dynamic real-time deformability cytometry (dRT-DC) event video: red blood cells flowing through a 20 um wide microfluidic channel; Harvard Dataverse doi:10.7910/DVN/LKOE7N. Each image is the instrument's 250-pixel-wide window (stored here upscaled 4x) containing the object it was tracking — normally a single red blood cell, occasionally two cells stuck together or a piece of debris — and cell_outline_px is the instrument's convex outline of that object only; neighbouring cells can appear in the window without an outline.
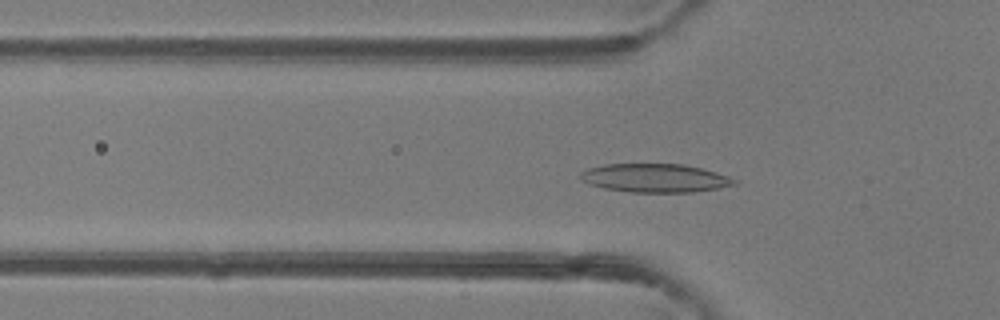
{"species": "common noctule bat (a hibernating species)", "species_latin": "Nyctalus noctula", "temperature_condition": "room temperature", "stored_images_in_passage": 48, "camera_frame_rate_fps": 3000, "um_per_image_px": 0.085, "animal": {"sex": "female"}, "frame": {"image": 1, "passage_image": 16, "time_ms": 5.0, "image_size_px": [1000, 320], "cell_outline_px": [[736, 184], [716, 188], [692, 192], [628, 192], [604, 188], [588, 184], [580, 180], [580, 172], [588, 168], [604, 164], [684, 164], [716, 172], [728, 176], [736, 180]], "centroid_in_image_um": [55.62, 15.13], "position_along_channel_um": 70.2, "area_um2": 25.55}}
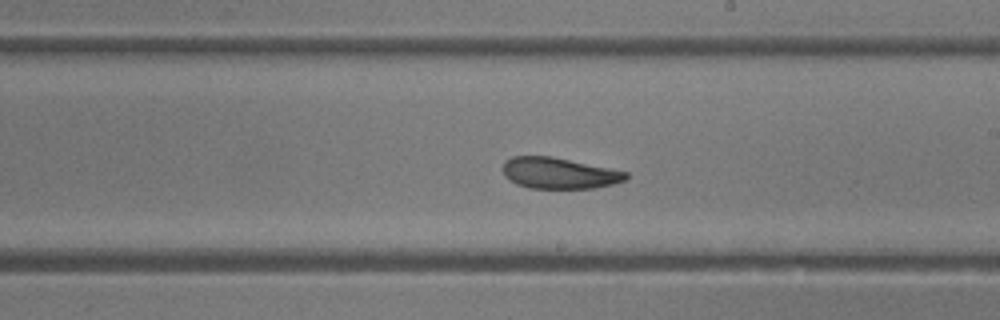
{"frame": {"image": 2, "passage_image": 28, "time_ms": 9.0, "image_size_px": [1000, 320], "cell_outline_px": [[628, 176], [624, 180], [612, 184], [596, 188], [528, 188], [516, 184], [504, 176], [500, 168], [504, 160], [512, 156], [552, 156], [628, 172]], "centroid_in_image_um": [47.45, 14.71], "position_along_channel_um": 241.6, "area_um2": 22.48}}
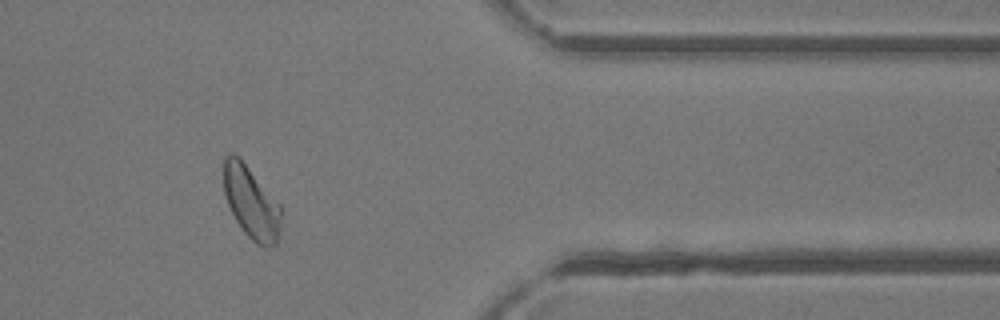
{"frame": {"image": 3, "passage_image": 40, "time_ms": 13.0, "image_size_px": [1000, 320], "cell_outline_px": [[280, 232], [276, 244], [264, 248], [256, 244], [244, 232], [236, 220], [228, 204], [224, 192], [224, 156], [228, 152], [232, 152], [240, 156], [280, 204]], "centroid_in_image_um": [21.35, 17.18], "position_along_channel_um": 390.1, "area_um2": 24.33}, "authors_computed_cell_mechanics": {"area_um2": 24.5939, "velocity_mm_per_s": 4.2746, "shape_relaxation_time_tau1_ms": 3.4376, "shape_relaxation_time_tau2_ms": 4.2915, "deformation_change_tau1": 0.1143, "deformation_change_tau2": 0.1098}}